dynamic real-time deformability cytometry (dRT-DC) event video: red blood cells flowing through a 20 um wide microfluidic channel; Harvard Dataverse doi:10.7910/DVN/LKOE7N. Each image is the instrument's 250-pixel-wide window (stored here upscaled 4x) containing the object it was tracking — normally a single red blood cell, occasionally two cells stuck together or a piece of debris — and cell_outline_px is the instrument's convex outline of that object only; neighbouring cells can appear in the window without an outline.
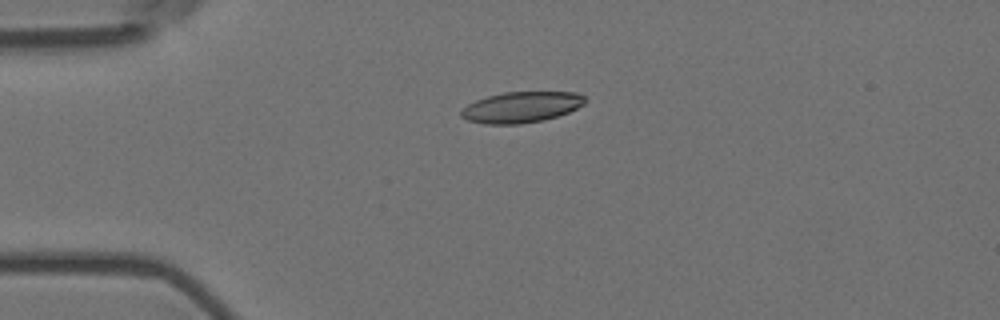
{"species": "Egyptian fruit bat (a non-hibernating species)", "species_latin": "Rousettus aegyptiacus", "temperature_condition": "room temperature", "stored_images_in_passage": 6, "camera_frame_rate_fps": 3000, "um_per_image_px": 0.085, "animal": {"sex": "female"}, "frame": {"image": 1, "passage_image": 4, "time_ms": 1.0, "image_size_px": [1000, 320], "cell_outline_px": [[588, 100], [584, 104], [568, 112], [544, 120], [520, 124], [484, 124], [468, 120], [460, 116], [460, 112], [468, 104], [476, 100], [488, 96], [504, 92], [576, 92], [584, 96]], "centroid_in_image_um": [44.32, 9.11], "position_along_channel_um": 40.7, "area_um2": 22.25}}
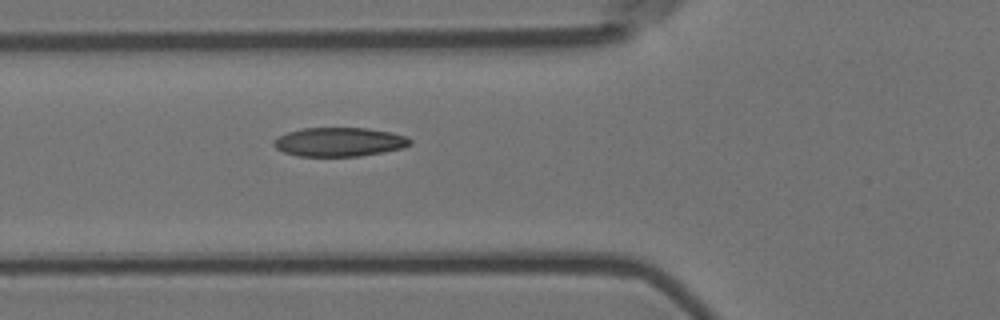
{"frame": {"image": 2, "passage_image": 6, "time_ms": 1.667, "image_size_px": [1000, 320], "cell_outline_px": [[412, 144], [400, 148], [384, 152], [360, 156], [296, 156], [284, 152], [276, 148], [272, 144], [280, 136], [288, 132], [304, 128], [368, 128], [408, 136], [412, 140]], "centroid_in_image_um": [28.87, 12.07], "position_along_channel_um": 96.9, "area_um2": 22.89}}